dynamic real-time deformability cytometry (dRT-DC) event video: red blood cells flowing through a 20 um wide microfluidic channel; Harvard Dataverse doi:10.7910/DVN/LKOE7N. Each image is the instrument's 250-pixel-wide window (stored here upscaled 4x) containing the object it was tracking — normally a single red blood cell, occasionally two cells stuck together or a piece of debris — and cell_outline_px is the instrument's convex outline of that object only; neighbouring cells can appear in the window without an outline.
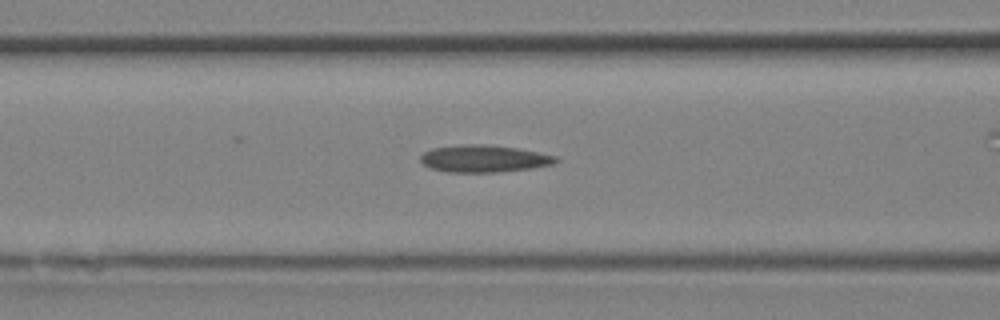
{"species": "Egyptian fruit bat (a non-hibernating species)", "species_latin": "Rousettus aegyptiacus", "temperature_condition": "room temperature", "stored_images_in_passage": 12, "camera_frame_rate_fps": 3000, "um_per_image_px": 0.085, "animal": {"sex": "female"}, "frame": {"image": 1, "passage_image": 7, "time_ms": 2.0, "image_size_px": [1000, 320], "cell_outline_px": [[560, 160], [556, 164], [532, 168], [496, 172], [448, 172], [428, 168], [420, 160], [420, 156], [424, 152], [432, 148], [460, 144], [480, 144], [516, 148], [556, 156]], "centroid_in_image_um": [41.12, 13.49], "position_along_channel_um": 125.5, "area_um2": 21.44}}
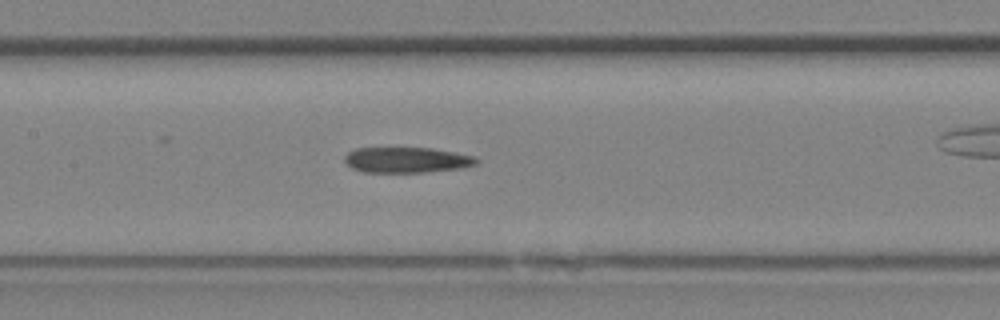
{"frame": {"image": 2, "passage_image": 9, "time_ms": 2.667, "image_size_px": [1000, 320], "cell_outline_px": [[480, 160], [476, 164], [460, 168], [424, 172], [364, 172], [352, 168], [344, 160], [344, 156], [348, 152], [356, 148], [432, 148], [472, 156]], "centroid_in_image_um": [34.54, 13.59], "position_along_channel_um": 172.9, "area_um2": 19.42}}